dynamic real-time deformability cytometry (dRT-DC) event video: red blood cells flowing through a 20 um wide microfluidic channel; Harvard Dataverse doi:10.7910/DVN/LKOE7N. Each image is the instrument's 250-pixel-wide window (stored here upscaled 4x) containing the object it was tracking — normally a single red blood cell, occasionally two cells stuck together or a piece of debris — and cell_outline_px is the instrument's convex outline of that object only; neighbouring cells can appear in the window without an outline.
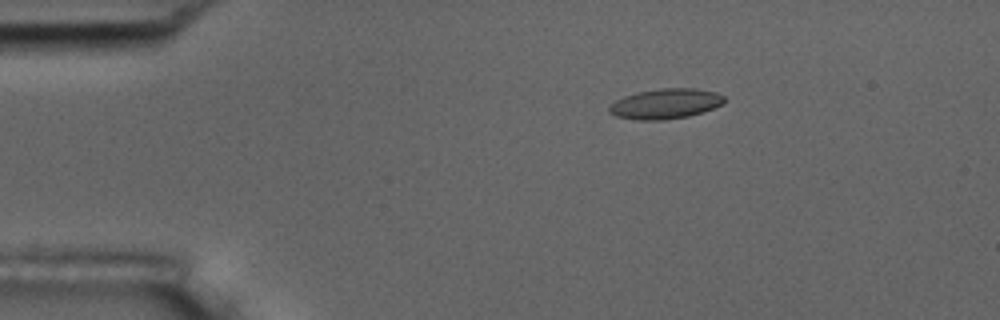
{"species": "common noctule bat (a hibernating species)", "species_latin": "Nyctalus noctula", "temperature_condition": "room temperature", "stored_images_in_passage": 4, "camera_frame_rate_fps": 3000, "um_per_image_px": 0.085, "animal": {"sex": "male", "body_mass_g": 17.5, "forearm_length_mm": 52.3}, "frame": {"image": 1, "passage_image": 1, "time_ms": 0.0, "image_size_px": [1000, 320], "cell_outline_px": [[724, 104], [704, 112], [688, 116], [664, 120], [636, 120], [616, 116], [608, 112], [608, 104], [624, 96], [640, 92], [660, 88], [696, 88], [716, 92], [724, 96]], "centroid_in_image_um": [56.56, 8.82], "position_along_channel_um": 28.4, "area_um2": 20.4}}
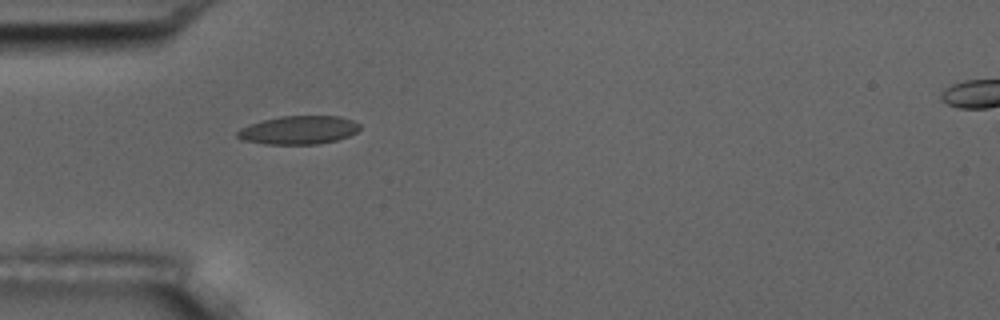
{"frame": {"image": 2, "passage_image": 3, "time_ms": 2.333, "image_size_px": [1000, 320], "cell_outline_px": [[360, 128], [356, 132], [348, 136], [336, 140], [316, 144], [264, 144], [244, 140], [236, 136], [236, 132], [240, 128], [264, 120], [280, 116], [340, 116], [352, 120], [360, 124]], "centroid_in_image_um": [25.39, 11.05], "position_along_channel_um": 59.6, "area_um2": 20.11}}